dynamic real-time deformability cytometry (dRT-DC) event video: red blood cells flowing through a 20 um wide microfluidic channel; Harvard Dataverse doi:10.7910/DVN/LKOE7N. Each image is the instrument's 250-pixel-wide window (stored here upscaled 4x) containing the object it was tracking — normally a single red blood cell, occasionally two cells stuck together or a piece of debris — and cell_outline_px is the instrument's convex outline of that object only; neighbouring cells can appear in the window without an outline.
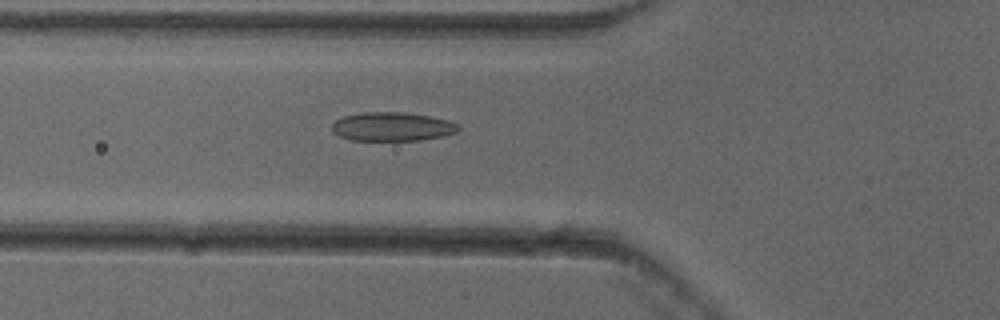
{"species": "common noctule bat (a hibernating species)", "species_latin": "Nyctalus noctula", "temperature_condition": "cold", "stored_images_in_passage": 53, "camera_frame_rate_fps": 3000, "um_per_image_px": 0.085, "animal": {"sex": "female"}, "frame": {"image": 1, "passage_image": 19, "time_ms": 6.0, "image_size_px": [1000, 320], "cell_outline_px": [[460, 128], [456, 132], [444, 136], [420, 140], [352, 140], [340, 136], [332, 132], [332, 124], [336, 120], [344, 116], [364, 112], [404, 112], [428, 116], [448, 120], [460, 124]], "centroid_in_image_um": [33.36, 10.76], "position_along_channel_um": 92.4, "area_um2": 21.21}}
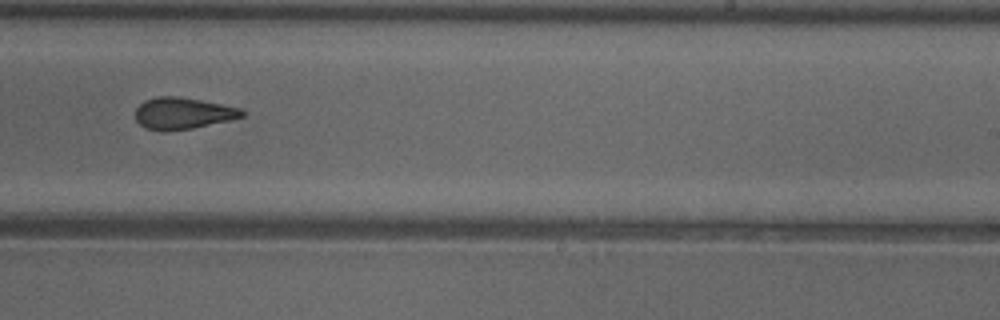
{"frame": {"image": 2, "passage_image": 33, "time_ms": 10.667, "image_size_px": [1000, 320], "cell_outline_px": [[244, 116], [232, 120], [192, 128], [168, 132], [160, 132], [144, 128], [136, 120], [136, 108], [144, 100], [160, 96], [180, 96], [240, 108], [244, 112]], "centroid_in_image_um": [15.51, 9.65], "position_along_channel_um": 273.5, "area_um2": 19.83}}
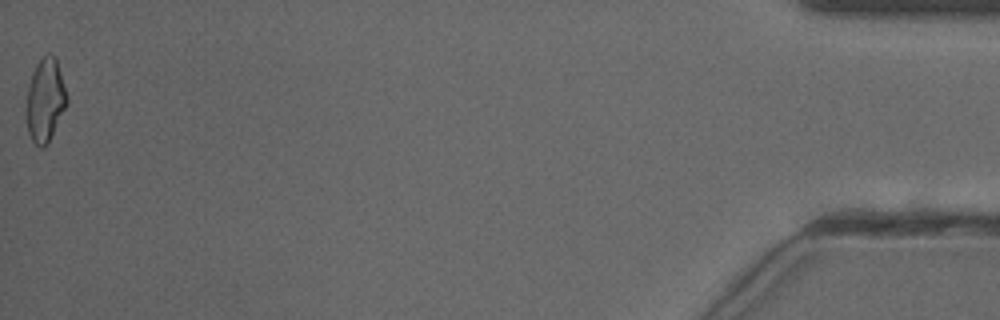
{"frame": {"image": 3, "passage_image": 53, "time_ms": 17.333, "image_size_px": [1000, 320], "cell_outline_px": [[68, 104], [48, 144], [40, 148], [32, 140], [28, 132], [24, 108], [28, 88], [36, 64], [48, 52], [52, 52], [56, 56], [68, 96]], "centroid_in_image_um": [3.85, 8.52], "position_along_channel_um": 431.3, "area_um2": 20.17}, "authors_computed_cell_mechanics": {"area_um2": 20.4034, "velocity_mm_per_s": 3.8553, "shape_relaxation_time_tau1_ms": null, "shape_relaxation_time_tau2_ms": 1.9825, "deformation_change_tau1": null, "deformation_change_tau2": 0.0883}}